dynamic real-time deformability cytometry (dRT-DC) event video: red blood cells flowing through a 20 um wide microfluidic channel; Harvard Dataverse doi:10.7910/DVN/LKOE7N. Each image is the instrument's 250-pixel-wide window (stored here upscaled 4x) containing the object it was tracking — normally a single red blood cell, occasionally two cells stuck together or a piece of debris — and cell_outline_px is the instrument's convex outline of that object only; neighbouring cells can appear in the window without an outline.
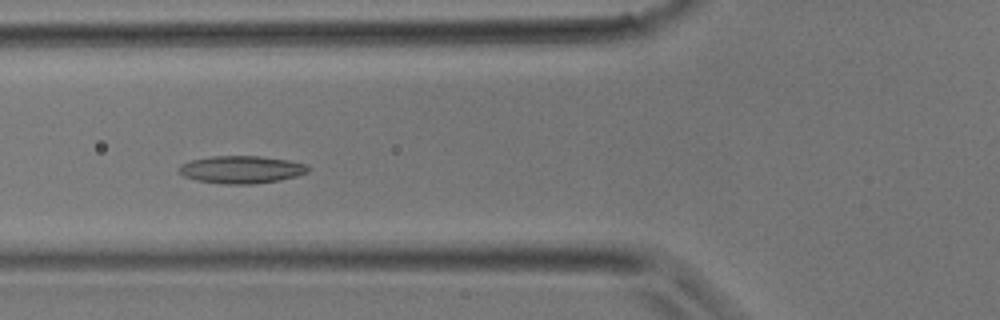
{"species": "common noctule bat (a hibernating species)", "species_latin": "Nyctalus noctula", "temperature_condition": "room temperature", "stored_images_in_passage": 35, "camera_frame_rate_fps": 3000, "um_per_image_px": 0.085, "animal": {"sex": "male", "body_mass_g": 17.9}, "frame": {"image": 1, "passage_image": 12, "time_ms": 3.667, "image_size_px": [1000, 320], "cell_outline_px": [[308, 172], [296, 176], [276, 180], [252, 184], [228, 184], [196, 180], [184, 176], [176, 172], [180, 164], [192, 160], [212, 156], [260, 156], [288, 160], [304, 164], [308, 168]], "centroid_in_image_um": [20.45, 14.4], "position_along_channel_um": 105.3, "area_um2": 20.52}}
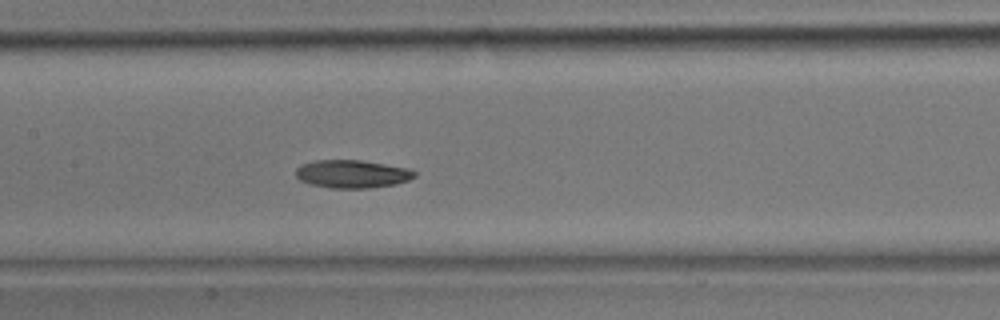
{"frame": {"image": 2, "passage_image": 16, "time_ms": 5.0, "image_size_px": [1000, 320], "cell_outline_px": [[416, 176], [408, 180], [396, 184], [368, 188], [332, 188], [312, 184], [300, 180], [296, 176], [296, 168], [300, 164], [316, 160], [360, 160], [408, 168], [416, 172]], "centroid_in_image_um": [29.93, 14.78], "position_along_channel_um": 177.5, "area_um2": 19.31}}
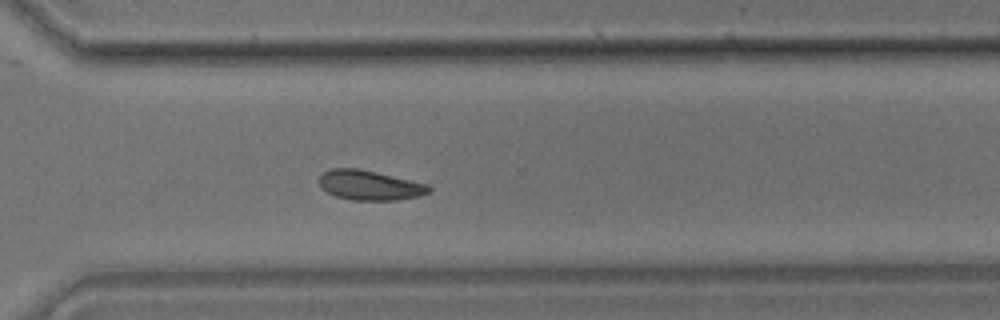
{"frame": {"image": 3, "passage_image": 25, "time_ms": 8.0, "image_size_px": [1000, 320], "cell_outline_px": [[432, 192], [420, 196], [396, 200], [352, 200], [336, 196], [320, 188], [320, 176], [324, 172], [332, 168], [356, 168], [376, 172], [428, 184], [432, 188]], "centroid_in_image_um": [31.45, 15.75], "position_along_channel_um": 339.1, "area_um2": 19.02}}